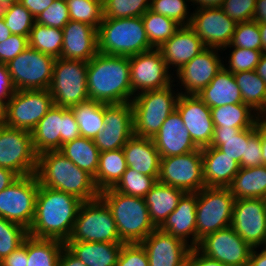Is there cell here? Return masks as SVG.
Instances as JSON below:
<instances>
[{"instance_id": "1", "label": "cell", "mask_w": 266, "mask_h": 266, "mask_svg": "<svg viewBox=\"0 0 266 266\" xmlns=\"http://www.w3.org/2000/svg\"><path fill=\"white\" fill-rule=\"evenodd\" d=\"M82 201L63 191L39 185L35 216L28 235L66 243Z\"/></svg>"}, {"instance_id": "2", "label": "cell", "mask_w": 266, "mask_h": 266, "mask_svg": "<svg viewBox=\"0 0 266 266\" xmlns=\"http://www.w3.org/2000/svg\"><path fill=\"white\" fill-rule=\"evenodd\" d=\"M130 74L129 57L98 52L87 62L89 100L103 104L131 102Z\"/></svg>"}, {"instance_id": "3", "label": "cell", "mask_w": 266, "mask_h": 266, "mask_svg": "<svg viewBox=\"0 0 266 266\" xmlns=\"http://www.w3.org/2000/svg\"><path fill=\"white\" fill-rule=\"evenodd\" d=\"M35 175L39 185L63 191L82 202L99 198L94 178L72 163L59 150L38 155Z\"/></svg>"}, {"instance_id": "4", "label": "cell", "mask_w": 266, "mask_h": 266, "mask_svg": "<svg viewBox=\"0 0 266 266\" xmlns=\"http://www.w3.org/2000/svg\"><path fill=\"white\" fill-rule=\"evenodd\" d=\"M99 197L107 204L124 244L141 243L156 227L150 220L144 198L123 194L108 188Z\"/></svg>"}, {"instance_id": "5", "label": "cell", "mask_w": 266, "mask_h": 266, "mask_svg": "<svg viewBox=\"0 0 266 266\" xmlns=\"http://www.w3.org/2000/svg\"><path fill=\"white\" fill-rule=\"evenodd\" d=\"M98 52L133 56L154 49L148 41L141 17L103 18L97 29Z\"/></svg>"}, {"instance_id": "6", "label": "cell", "mask_w": 266, "mask_h": 266, "mask_svg": "<svg viewBox=\"0 0 266 266\" xmlns=\"http://www.w3.org/2000/svg\"><path fill=\"white\" fill-rule=\"evenodd\" d=\"M175 84L165 88L136 94L133 108L134 135L154 138L166 118L176 109L180 92L172 90Z\"/></svg>"}, {"instance_id": "7", "label": "cell", "mask_w": 266, "mask_h": 266, "mask_svg": "<svg viewBox=\"0 0 266 266\" xmlns=\"http://www.w3.org/2000/svg\"><path fill=\"white\" fill-rule=\"evenodd\" d=\"M49 92L55 106L72 108L89 101L87 62L55 59Z\"/></svg>"}, {"instance_id": "8", "label": "cell", "mask_w": 266, "mask_h": 266, "mask_svg": "<svg viewBox=\"0 0 266 266\" xmlns=\"http://www.w3.org/2000/svg\"><path fill=\"white\" fill-rule=\"evenodd\" d=\"M68 241L123 243L112 212L100 197L81 203Z\"/></svg>"}, {"instance_id": "9", "label": "cell", "mask_w": 266, "mask_h": 266, "mask_svg": "<svg viewBox=\"0 0 266 266\" xmlns=\"http://www.w3.org/2000/svg\"><path fill=\"white\" fill-rule=\"evenodd\" d=\"M37 155L60 150L62 145L80 137V130L71 108L53 106L31 131Z\"/></svg>"}, {"instance_id": "10", "label": "cell", "mask_w": 266, "mask_h": 266, "mask_svg": "<svg viewBox=\"0 0 266 266\" xmlns=\"http://www.w3.org/2000/svg\"><path fill=\"white\" fill-rule=\"evenodd\" d=\"M234 202L228 188L204 187L197 192V245L205 236L231 226Z\"/></svg>"}, {"instance_id": "11", "label": "cell", "mask_w": 266, "mask_h": 266, "mask_svg": "<svg viewBox=\"0 0 266 266\" xmlns=\"http://www.w3.org/2000/svg\"><path fill=\"white\" fill-rule=\"evenodd\" d=\"M38 188L35 174L19 176L0 192V217L29 230L35 216Z\"/></svg>"}, {"instance_id": "12", "label": "cell", "mask_w": 266, "mask_h": 266, "mask_svg": "<svg viewBox=\"0 0 266 266\" xmlns=\"http://www.w3.org/2000/svg\"><path fill=\"white\" fill-rule=\"evenodd\" d=\"M55 58L26 48L7 65L16 90L49 89Z\"/></svg>"}, {"instance_id": "13", "label": "cell", "mask_w": 266, "mask_h": 266, "mask_svg": "<svg viewBox=\"0 0 266 266\" xmlns=\"http://www.w3.org/2000/svg\"><path fill=\"white\" fill-rule=\"evenodd\" d=\"M37 159L31 132L0 125V167L18 176L32 175L36 173Z\"/></svg>"}, {"instance_id": "14", "label": "cell", "mask_w": 266, "mask_h": 266, "mask_svg": "<svg viewBox=\"0 0 266 266\" xmlns=\"http://www.w3.org/2000/svg\"><path fill=\"white\" fill-rule=\"evenodd\" d=\"M53 106L48 89L16 90L5 105L4 124L31 132Z\"/></svg>"}, {"instance_id": "15", "label": "cell", "mask_w": 266, "mask_h": 266, "mask_svg": "<svg viewBox=\"0 0 266 266\" xmlns=\"http://www.w3.org/2000/svg\"><path fill=\"white\" fill-rule=\"evenodd\" d=\"M158 182L186 193H197L206 187L201 148L183 155L161 158Z\"/></svg>"}, {"instance_id": "16", "label": "cell", "mask_w": 266, "mask_h": 266, "mask_svg": "<svg viewBox=\"0 0 266 266\" xmlns=\"http://www.w3.org/2000/svg\"><path fill=\"white\" fill-rule=\"evenodd\" d=\"M129 62L133 97L145 91L165 88L175 82L172 76L174 73L169 72L159 49L130 56Z\"/></svg>"}, {"instance_id": "17", "label": "cell", "mask_w": 266, "mask_h": 266, "mask_svg": "<svg viewBox=\"0 0 266 266\" xmlns=\"http://www.w3.org/2000/svg\"><path fill=\"white\" fill-rule=\"evenodd\" d=\"M231 227L252 248L266 245V206L261 198L235 199Z\"/></svg>"}, {"instance_id": "18", "label": "cell", "mask_w": 266, "mask_h": 266, "mask_svg": "<svg viewBox=\"0 0 266 266\" xmlns=\"http://www.w3.org/2000/svg\"><path fill=\"white\" fill-rule=\"evenodd\" d=\"M103 120V129L93 139L100 153L122 149L134 135L131 102L104 104Z\"/></svg>"}, {"instance_id": "19", "label": "cell", "mask_w": 266, "mask_h": 266, "mask_svg": "<svg viewBox=\"0 0 266 266\" xmlns=\"http://www.w3.org/2000/svg\"><path fill=\"white\" fill-rule=\"evenodd\" d=\"M196 248L205 256L227 266H248L253 249L231 226L205 236Z\"/></svg>"}, {"instance_id": "20", "label": "cell", "mask_w": 266, "mask_h": 266, "mask_svg": "<svg viewBox=\"0 0 266 266\" xmlns=\"http://www.w3.org/2000/svg\"><path fill=\"white\" fill-rule=\"evenodd\" d=\"M237 23L228 17L220 7L195 9L190 27L202 40L205 47L222 51L229 46Z\"/></svg>"}, {"instance_id": "21", "label": "cell", "mask_w": 266, "mask_h": 266, "mask_svg": "<svg viewBox=\"0 0 266 266\" xmlns=\"http://www.w3.org/2000/svg\"><path fill=\"white\" fill-rule=\"evenodd\" d=\"M220 49L206 47L197 54L191 61L184 64L176 76L181 82L184 91L180 94L197 95L199 94L223 68V60L220 58Z\"/></svg>"}, {"instance_id": "22", "label": "cell", "mask_w": 266, "mask_h": 266, "mask_svg": "<svg viewBox=\"0 0 266 266\" xmlns=\"http://www.w3.org/2000/svg\"><path fill=\"white\" fill-rule=\"evenodd\" d=\"M176 110L194 144L201 149L210 146L214 133L211 109L197 95L180 94Z\"/></svg>"}, {"instance_id": "23", "label": "cell", "mask_w": 266, "mask_h": 266, "mask_svg": "<svg viewBox=\"0 0 266 266\" xmlns=\"http://www.w3.org/2000/svg\"><path fill=\"white\" fill-rule=\"evenodd\" d=\"M148 255L149 266H186L191 249L181 239L156 228L140 243Z\"/></svg>"}, {"instance_id": "24", "label": "cell", "mask_w": 266, "mask_h": 266, "mask_svg": "<svg viewBox=\"0 0 266 266\" xmlns=\"http://www.w3.org/2000/svg\"><path fill=\"white\" fill-rule=\"evenodd\" d=\"M61 57L89 62L98 53L97 29L87 23L70 20L63 28Z\"/></svg>"}, {"instance_id": "25", "label": "cell", "mask_w": 266, "mask_h": 266, "mask_svg": "<svg viewBox=\"0 0 266 266\" xmlns=\"http://www.w3.org/2000/svg\"><path fill=\"white\" fill-rule=\"evenodd\" d=\"M153 141L161 158L183 155L199 149L176 109L163 122Z\"/></svg>"}, {"instance_id": "26", "label": "cell", "mask_w": 266, "mask_h": 266, "mask_svg": "<svg viewBox=\"0 0 266 266\" xmlns=\"http://www.w3.org/2000/svg\"><path fill=\"white\" fill-rule=\"evenodd\" d=\"M196 206L197 193H185L159 229L197 247Z\"/></svg>"}, {"instance_id": "27", "label": "cell", "mask_w": 266, "mask_h": 266, "mask_svg": "<svg viewBox=\"0 0 266 266\" xmlns=\"http://www.w3.org/2000/svg\"><path fill=\"white\" fill-rule=\"evenodd\" d=\"M202 40L188 26H181L177 32L160 48L168 69L174 67L178 71L205 49ZM172 66V67H171Z\"/></svg>"}, {"instance_id": "28", "label": "cell", "mask_w": 266, "mask_h": 266, "mask_svg": "<svg viewBox=\"0 0 266 266\" xmlns=\"http://www.w3.org/2000/svg\"><path fill=\"white\" fill-rule=\"evenodd\" d=\"M122 149L129 168L158 180L161 157L152 138L133 135Z\"/></svg>"}, {"instance_id": "29", "label": "cell", "mask_w": 266, "mask_h": 266, "mask_svg": "<svg viewBox=\"0 0 266 266\" xmlns=\"http://www.w3.org/2000/svg\"><path fill=\"white\" fill-rule=\"evenodd\" d=\"M201 153L205 186L227 188L239 172V163L216 147H204Z\"/></svg>"}, {"instance_id": "30", "label": "cell", "mask_w": 266, "mask_h": 266, "mask_svg": "<svg viewBox=\"0 0 266 266\" xmlns=\"http://www.w3.org/2000/svg\"><path fill=\"white\" fill-rule=\"evenodd\" d=\"M123 244L67 241L65 247L85 266H116Z\"/></svg>"}, {"instance_id": "31", "label": "cell", "mask_w": 266, "mask_h": 266, "mask_svg": "<svg viewBox=\"0 0 266 266\" xmlns=\"http://www.w3.org/2000/svg\"><path fill=\"white\" fill-rule=\"evenodd\" d=\"M197 96L209 107L243 103L233 73L224 67Z\"/></svg>"}, {"instance_id": "32", "label": "cell", "mask_w": 266, "mask_h": 266, "mask_svg": "<svg viewBox=\"0 0 266 266\" xmlns=\"http://www.w3.org/2000/svg\"><path fill=\"white\" fill-rule=\"evenodd\" d=\"M186 192L176 187L157 183L144 196L151 222L159 228L174 211Z\"/></svg>"}, {"instance_id": "33", "label": "cell", "mask_w": 266, "mask_h": 266, "mask_svg": "<svg viewBox=\"0 0 266 266\" xmlns=\"http://www.w3.org/2000/svg\"><path fill=\"white\" fill-rule=\"evenodd\" d=\"M227 188L235 199H263L266 194V166L240 168Z\"/></svg>"}, {"instance_id": "34", "label": "cell", "mask_w": 266, "mask_h": 266, "mask_svg": "<svg viewBox=\"0 0 266 266\" xmlns=\"http://www.w3.org/2000/svg\"><path fill=\"white\" fill-rule=\"evenodd\" d=\"M210 109L214 128H251L262 118L249 105L244 103Z\"/></svg>"}, {"instance_id": "35", "label": "cell", "mask_w": 266, "mask_h": 266, "mask_svg": "<svg viewBox=\"0 0 266 266\" xmlns=\"http://www.w3.org/2000/svg\"><path fill=\"white\" fill-rule=\"evenodd\" d=\"M59 151L72 163L95 178L100 151L93 139L80 136L63 144Z\"/></svg>"}, {"instance_id": "36", "label": "cell", "mask_w": 266, "mask_h": 266, "mask_svg": "<svg viewBox=\"0 0 266 266\" xmlns=\"http://www.w3.org/2000/svg\"><path fill=\"white\" fill-rule=\"evenodd\" d=\"M127 167L123 149L101 152L99 166L94 178L97 189L101 192L113 188L121 179Z\"/></svg>"}, {"instance_id": "37", "label": "cell", "mask_w": 266, "mask_h": 266, "mask_svg": "<svg viewBox=\"0 0 266 266\" xmlns=\"http://www.w3.org/2000/svg\"><path fill=\"white\" fill-rule=\"evenodd\" d=\"M241 92L243 103L249 105L262 118L266 116V83L255 71L233 74Z\"/></svg>"}, {"instance_id": "38", "label": "cell", "mask_w": 266, "mask_h": 266, "mask_svg": "<svg viewBox=\"0 0 266 266\" xmlns=\"http://www.w3.org/2000/svg\"><path fill=\"white\" fill-rule=\"evenodd\" d=\"M248 144V128H214L210 146L218 148L225 155L240 164L245 157Z\"/></svg>"}, {"instance_id": "39", "label": "cell", "mask_w": 266, "mask_h": 266, "mask_svg": "<svg viewBox=\"0 0 266 266\" xmlns=\"http://www.w3.org/2000/svg\"><path fill=\"white\" fill-rule=\"evenodd\" d=\"M65 243L55 239L27 236V266H58Z\"/></svg>"}, {"instance_id": "40", "label": "cell", "mask_w": 266, "mask_h": 266, "mask_svg": "<svg viewBox=\"0 0 266 266\" xmlns=\"http://www.w3.org/2000/svg\"><path fill=\"white\" fill-rule=\"evenodd\" d=\"M78 123L80 136L94 139L104 126V104L87 101L71 108Z\"/></svg>"}, {"instance_id": "41", "label": "cell", "mask_w": 266, "mask_h": 266, "mask_svg": "<svg viewBox=\"0 0 266 266\" xmlns=\"http://www.w3.org/2000/svg\"><path fill=\"white\" fill-rule=\"evenodd\" d=\"M145 32L154 49H159L181 27L175 20L148 9L141 16Z\"/></svg>"}, {"instance_id": "42", "label": "cell", "mask_w": 266, "mask_h": 266, "mask_svg": "<svg viewBox=\"0 0 266 266\" xmlns=\"http://www.w3.org/2000/svg\"><path fill=\"white\" fill-rule=\"evenodd\" d=\"M29 47L50 55L55 59L61 57L63 45L62 29L34 23L28 38Z\"/></svg>"}, {"instance_id": "43", "label": "cell", "mask_w": 266, "mask_h": 266, "mask_svg": "<svg viewBox=\"0 0 266 266\" xmlns=\"http://www.w3.org/2000/svg\"><path fill=\"white\" fill-rule=\"evenodd\" d=\"M69 18L87 23L96 29L103 19V0H66Z\"/></svg>"}, {"instance_id": "44", "label": "cell", "mask_w": 266, "mask_h": 266, "mask_svg": "<svg viewBox=\"0 0 266 266\" xmlns=\"http://www.w3.org/2000/svg\"><path fill=\"white\" fill-rule=\"evenodd\" d=\"M157 181L155 177L144 175L127 167L113 189L123 194L144 198Z\"/></svg>"}, {"instance_id": "45", "label": "cell", "mask_w": 266, "mask_h": 266, "mask_svg": "<svg viewBox=\"0 0 266 266\" xmlns=\"http://www.w3.org/2000/svg\"><path fill=\"white\" fill-rule=\"evenodd\" d=\"M151 0H103V18L141 17Z\"/></svg>"}, {"instance_id": "46", "label": "cell", "mask_w": 266, "mask_h": 266, "mask_svg": "<svg viewBox=\"0 0 266 266\" xmlns=\"http://www.w3.org/2000/svg\"><path fill=\"white\" fill-rule=\"evenodd\" d=\"M3 19L11 34L26 37L30 36L31 29L35 23V18L31 12L20 2L9 5Z\"/></svg>"}, {"instance_id": "47", "label": "cell", "mask_w": 266, "mask_h": 266, "mask_svg": "<svg viewBox=\"0 0 266 266\" xmlns=\"http://www.w3.org/2000/svg\"><path fill=\"white\" fill-rule=\"evenodd\" d=\"M27 236L26 228L0 217V261L23 244Z\"/></svg>"}, {"instance_id": "48", "label": "cell", "mask_w": 266, "mask_h": 266, "mask_svg": "<svg viewBox=\"0 0 266 266\" xmlns=\"http://www.w3.org/2000/svg\"><path fill=\"white\" fill-rule=\"evenodd\" d=\"M188 1L191 0H151L150 10L175 20L181 26H188L192 18V13L187 11Z\"/></svg>"}, {"instance_id": "49", "label": "cell", "mask_w": 266, "mask_h": 266, "mask_svg": "<svg viewBox=\"0 0 266 266\" xmlns=\"http://www.w3.org/2000/svg\"><path fill=\"white\" fill-rule=\"evenodd\" d=\"M228 47L233 50L231 54H229L228 64H223L225 69L233 74L243 71H255L262 55V51L233 46H227L222 50H226Z\"/></svg>"}, {"instance_id": "50", "label": "cell", "mask_w": 266, "mask_h": 266, "mask_svg": "<svg viewBox=\"0 0 266 266\" xmlns=\"http://www.w3.org/2000/svg\"><path fill=\"white\" fill-rule=\"evenodd\" d=\"M229 46L261 51V34L256 21L237 23Z\"/></svg>"}, {"instance_id": "51", "label": "cell", "mask_w": 266, "mask_h": 266, "mask_svg": "<svg viewBox=\"0 0 266 266\" xmlns=\"http://www.w3.org/2000/svg\"><path fill=\"white\" fill-rule=\"evenodd\" d=\"M263 165L262 145L260 136V120L251 128H248V144L245 157H242L240 168H250Z\"/></svg>"}, {"instance_id": "52", "label": "cell", "mask_w": 266, "mask_h": 266, "mask_svg": "<svg viewBox=\"0 0 266 266\" xmlns=\"http://www.w3.org/2000/svg\"><path fill=\"white\" fill-rule=\"evenodd\" d=\"M69 21L70 18L66 0H54L53 3L35 19V22L38 24L58 29H62Z\"/></svg>"}, {"instance_id": "53", "label": "cell", "mask_w": 266, "mask_h": 266, "mask_svg": "<svg viewBox=\"0 0 266 266\" xmlns=\"http://www.w3.org/2000/svg\"><path fill=\"white\" fill-rule=\"evenodd\" d=\"M256 0H225L220 7L236 23L252 21Z\"/></svg>"}, {"instance_id": "54", "label": "cell", "mask_w": 266, "mask_h": 266, "mask_svg": "<svg viewBox=\"0 0 266 266\" xmlns=\"http://www.w3.org/2000/svg\"><path fill=\"white\" fill-rule=\"evenodd\" d=\"M116 266H149L146 250L140 243L123 244Z\"/></svg>"}, {"instance_id": "55", "label": "cell", "mask_w": 266, "mask_h": 266, "mask_svg": "<svg viewBox=\"0 0 266 266\" xmlns=\"http://www.w3.org/2000/svg\"><path fill=\"white\" fill-rule=\"evenodd\" d=\"M28 38L22 35H11L7 40L0 43V63L8 64L22 51L29 47Z\"/></svg>"}, {"instance_id": "56", "label": "cell", "mask_w": 266, "mask_h": 266, "mask_svg": "<svg viewBox=\"0 0 266 266\" xmlns=\"http://www.w3.org/2000/svg\"><path fill=\"white\" fill-rule=\"evenodd\" d=\"M15 92L7 65L0 63V102L6 105Z\"/></svg>"}, {"instance_id": "57", "label": "cell", "mask_w": 266, "mask_h": 266, "mask_svg": "<svg viewBox=\"0 0 266 266\" xmlns=\"http://www.w3.org/2000/svg\"><path fill=\"white\" fill-rule=\"evenodd\" d=\"M27 237L16 250L0 261V266H27Z\"/></svg>"}, {"instance_id": "58", "label": "cell", "mask_w": 266, "mask_h": 266, "mask_svg": "<svg viewBox=\"0 0 266 266\" xmlns=\"http://www.w3.org/2000/svg\"><path fill=\"white\" fill-rule=\"evenodd\" d=\"M186 266H227L224 263L212 259L202 254L196 247L191 248L187 259Z\"/></svg>"}, {"instance_id": "59", "label": "cell", "mask_w": 266, "mask_h": 266, "mask_svg": "<svg viewBox=\"0 0 266 266\" xmlns=\"http://www.w3.org/2000/svg\"><path fill=\"white\" fill-rule=\"evenodd\" d=\"M54 0H20V3L26 7L36 19L44 10H46Z\"/></svg>"}, {"instance_id": "60", "label": "cell", "mask_w": 266, "mask_h": 266, "mask_svg": "<svg viewBox=\"0 0 266 266\" xmlns=\"http://www.w3.org/2000/svg\"><path fill=\"white\" fill-rule=\"evenodd\" d=\"M58 266H85L80 259L74 256L65 246L61 251Z\"/></svg>"}, {"instance_id": "61", "label": "cell", "mask_w": 266, "mask_h": 266, "mask_svg": "<svg viewBox=\"0 0 266 266\" xmlns=\"http://www.w3.org/2000/svg\"><path fill=\"white\" fill-rule=\"evenodd\" d=\"M262 248L261 252L256 251L257 248L252 249L248 266H266V245Z\"/></svg>"}, {"instance_id": "62", "label": "cell", "mask_w": 266, "mask_h": 266, "mask_svg": "<svg viewBox=\"0 0 266 266\" xmlns=\"http://www.w3.org/2000/svg\"><path fill=\"white\" fill-rule=\"evenodd\" d=\"M18 177L13 171L0 167V192L12 184Z\"/></svg>"}, {"instance_id": "63", "label": "cell", "mask_w": 266, "mask_h": 266, "mask_svg": "<svg viewBox=\"0 0 266 266\" xmlns=\"http://www.w3.org/2000/svg\"><path fill=\"white\" fill-rule=\"evenodd\" d=\"M253 21L266 23V0H256Z\"/></svg>"}, {"instance_id": "64", "label": "cell", "mask_w": 266, "mask_h": 266, "mask_svg": "<svg viewBox=\"0 0 266 266\" xmlns=\"http://www.w3.org/2000/svg\"><path fill=\"white\" fill-rule=\"evenodd\" d=\"M224 1L225 0H191L190 2L193 3L192 6H197L195 9H199L205 7H221Z\"/></svg>"}, {"instance_id": "65", "label": "cell", "mask_w": 266, "mask_h": 266, "mask_svg": "<svg viewBox=\"0 0 266 266\" xmlns=\"http://www.w3.org/2000/svg\"><path fill=\"white\" fill-rule=\"evenodd\" d=\"M260 136L262 145L263 165L266 166V120L264 118L260 119Z\"/></svg>"}, {"instance_id": "66", "label": "cell", "mask_w": 266, "mask_h": 266, "mask_svg": "<svg viewBox=\"0 0 266 266\" xmlns=\"http://www.w3.org/2000/svg\"><path fill=\"white\" fill-rule=\"evenodd\" d=\"M255 72L265 81L266 83V54H262L255 68Z\"/></svg>"}, {"instance_id": "67", "label": "cell", "mask_w": 266, "mask_h": 266, "mask_svg": "<svg viewBox=\"0 0 266 266\" xmlns=\"http://www.w3.org/2000/svg\"><path fill=\"white\" fill-rule=\"evenodd\" d=\"M10 29L6 27L3 17H0V43L11 36Z\"/></svg>"}, {"instance_id": "68", "label": "cell", "mask_w": 266, "mask_h": 266, "mask_svg": "<svg viewBox=\"0 0 266 266\" xmlns=\"http://www.w3.org/2000/svg\"><path fill=\"white\" fill-rule=\"evenodd\" d=\"M258 28L261 34L262 54H266V23H258Z\"/></svg>"}, {"instance_id": "69", "label": "cell", "mask_w": 266, "mask_h": 266, "mask_svg": "<svg viewBox=\"0 0 266 266\" xmlns=\"http://www.w3.org/2000/svg\"><path fill=\"white\" fill-rule=\"evenodd\" d=\"M19 2L20 0H0V17H3L6 14L9 5Z\"/></svg>"}, {"instance_id": "70", "label": "cell", "mask_w": 266, "mask_h": 266, "mask_svg": "<svg viewBox=\"0 0 266 266\" xmlns=\"http://www.w3.org/2000/svg\"><path fill=\"white\" fill-rule=\"evenodd\" d=\"M5 120V105L0 102V125L4 124Z\"/></svg>"}, {"instance_id": "71", "label": "cell", "mask_w": 266, "mask_h": 266, "mask_svg": "<svg viewBox=\"0 0 266 266\" xmlns=\"http://www.w3.org/2000/svg\"><path fill=\"white\" fill-rule=\"evenodd\" d=\"M263 200H264V202H265V206H266V194H265V196L263 197Z\"/></svg>"}]
</instances>
